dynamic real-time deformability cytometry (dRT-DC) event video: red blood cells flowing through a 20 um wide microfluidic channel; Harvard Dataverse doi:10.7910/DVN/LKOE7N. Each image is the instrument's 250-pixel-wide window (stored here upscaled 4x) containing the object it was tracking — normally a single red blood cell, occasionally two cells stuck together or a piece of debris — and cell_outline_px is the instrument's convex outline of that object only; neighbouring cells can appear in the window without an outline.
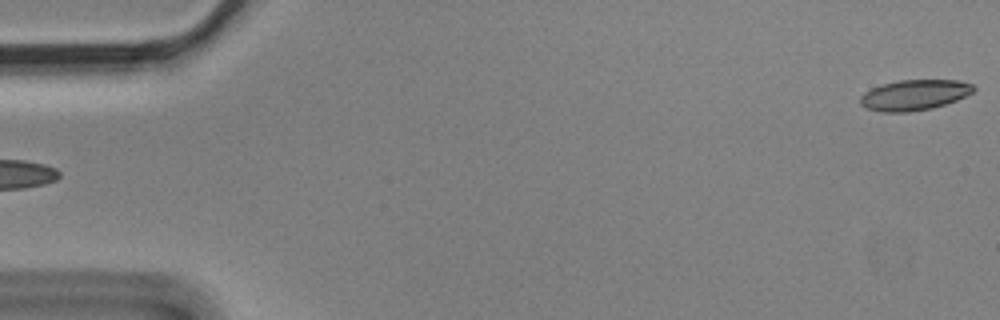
{"species": "Egyptian fruit bat (a non-hibernating species)", "species_latin": "Rousettus aegyptiacus", "temperature_condition": "cold", "stored_images_in_passage": 5, "camera_frame_rate_fps": 3000, "um_per_image_px": 0.085, "animal": {"sex": "male"}, "frame": {"image": 1, "passage_image": 1, "time_ms": 0.0, "image_size_px": [1000, 320], "cell_outline_px": [[976, 88], [972, 92], [956, 100], [932, 108], [908, 112], [884, 112], [868, 108], [860, 104], [860, 96], [864, 92], [872, 88], [884, 84], [900, 80], [960, 80], [972, 84]], "centroid_in_image_um": [77.72, 8.07], "position_along_channel_um": 7.3, "area_um2": 19.94}}